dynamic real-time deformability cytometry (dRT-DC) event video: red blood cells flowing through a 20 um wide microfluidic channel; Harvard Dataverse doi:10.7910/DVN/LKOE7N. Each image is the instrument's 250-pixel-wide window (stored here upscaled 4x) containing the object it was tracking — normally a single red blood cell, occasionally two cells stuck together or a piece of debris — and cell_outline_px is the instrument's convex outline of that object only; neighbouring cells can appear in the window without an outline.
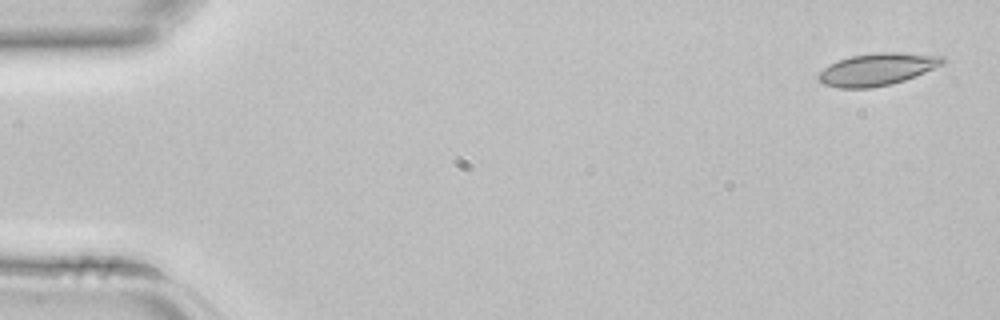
{"species": "common noctule bat (a hibernating species)", "species_latin": "Nyctalus noctula", "temperature_condition": "room temperature", "stored_images_in_passage": 4, "camera_frame_rate_fps": 3000, "um_per_image_px": 0.085, "animal": {"sex": "female", "body_mass_g": 22.7, "forearm_length_mm": 54.2}, "frame": {"image": 1, "passage_image": 1, "time_ms": 0.0, "image_size_px": [1000, 320], "cell_outline_px": [[944, 64], [904, 80], [892, 84], [872, 88], [840, 88], [824, 84], [816, 76], [824, 68], [840, 60], [852, 56], [872, 52], [900, 52], [944, 56]], "centroid_in_image_um": [74.58, 5.89], "position_along_channel_um": 10.4, "area_um2": 23.18}}
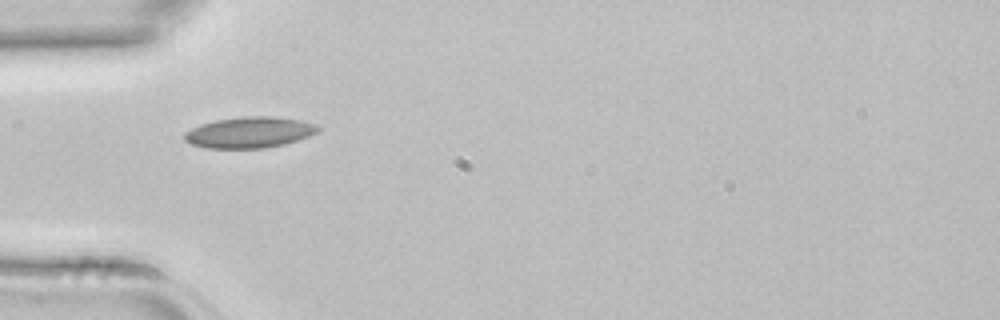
{"frame": {"image": 2, "passage_image": 4, "time_ms": 1.0, "image_size_px": [1000, 320], "cell_outline_px": [[320, 128], [316, 132], [308, 136], [284, 144], [264, 148], [208, 148], [192, 144], [184, 140], [184, 132], [200, 124], [216, 120], [244, 116], [272, 116], [300, 120], [316, 124]], "centroid_in_image_um": [21.18, 11.25], "position_along_channel_um": 63.8, "area_um2": 23.99}}